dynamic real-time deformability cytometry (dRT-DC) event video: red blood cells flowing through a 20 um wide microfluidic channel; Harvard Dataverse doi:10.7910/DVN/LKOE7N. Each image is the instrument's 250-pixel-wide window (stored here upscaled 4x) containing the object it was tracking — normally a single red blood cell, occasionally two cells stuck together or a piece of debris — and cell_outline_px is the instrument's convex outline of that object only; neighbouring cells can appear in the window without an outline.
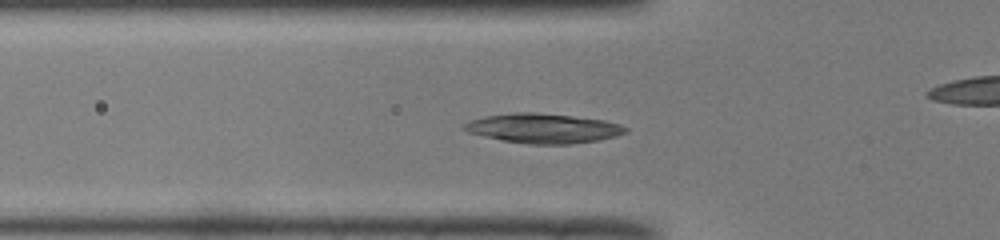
{"species": "common noctule bat (a hibernating species)", "species_latin": "Nyctalus noctula", "temperature_condition": "room temperature", "stored_images_in_passage": 50, "camera_frame_rate_fps": 3000, "um_per_image_px": 0.085, "animal": {"sex": "male", "body_mass_g": 19.0, "forearm_length_mm": 50.8}, "frame": {"image": 1, "passage_image": 16, "time_ms": 5.0, "image_size_px": [1000, 240], "cell_outline_px": [[628, 132], [616, 136], [600, 140], [572, 144], [528, 144], [504, 140], [484, 136], [468, 132], [460, 128], [468, 120], [484, 116], [516, 112], [536, 112], [572, 116], [604, 120], [620, 124], [628, 128]], "centroid_in_image_um": [46.17, 10.9], "position_along_channel_um": 79.6, "area_um2": 27.98}}
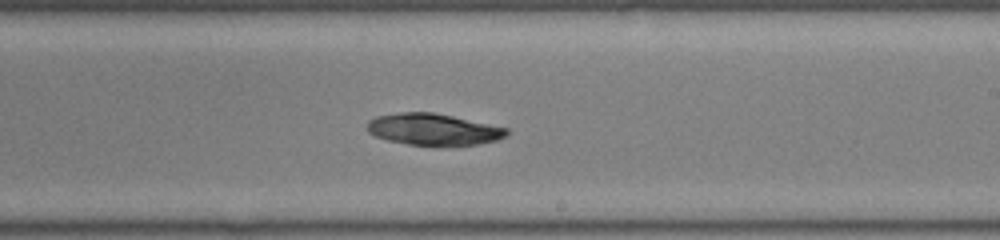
{"frame": {"image": 2, "passage_image": 29, "time_ms": 9.333, "image_size_px": [1000, 240], "cell_outline_px": [[508, 136], [496, 140], [476, 144], [408, 144], [388, 140], [376, 136], [368, 132], [368, 120], [376, 116], [400, 112], [432, 112], [452, 116], [508, 128]], "centroid_in_image_um": [36.82, 10.97], "position_along_channel_um": 252.2, "area_um2": 25.14}}
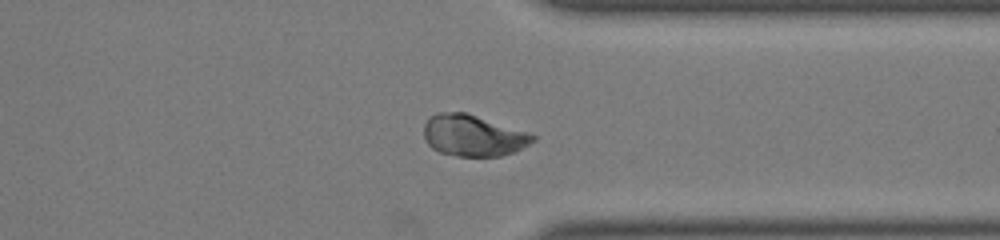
{"frame": {"image": 3, "passage_image": 38, "time_ms": 12.333, "image_size_px": [1000, 240], "cell_outline_px": [[536, 140], [516, 152], [500, 156], [456, 156], [440, 152], [432, 148], [428, 144], [424, 136], [424, 124], [428, 116], [436, 112], [468, 112], [528, 132], [536, 136]], "centroid_in_image_um": [40.22, 11.5], "position_along_channel_um": 371.2, "area_um2": 26.65}, "authors_computed_cell_mechanics": {"area_um2": 25.8366, "velocity_mm_per_s": 3.9819, "shape_relaxation_time_tau1_ms": null, "shape_relaxation_time_tau2_ms": 3.0262, "deformation_change_tau1": null, "deformation_change_tau2": 0.0365}}